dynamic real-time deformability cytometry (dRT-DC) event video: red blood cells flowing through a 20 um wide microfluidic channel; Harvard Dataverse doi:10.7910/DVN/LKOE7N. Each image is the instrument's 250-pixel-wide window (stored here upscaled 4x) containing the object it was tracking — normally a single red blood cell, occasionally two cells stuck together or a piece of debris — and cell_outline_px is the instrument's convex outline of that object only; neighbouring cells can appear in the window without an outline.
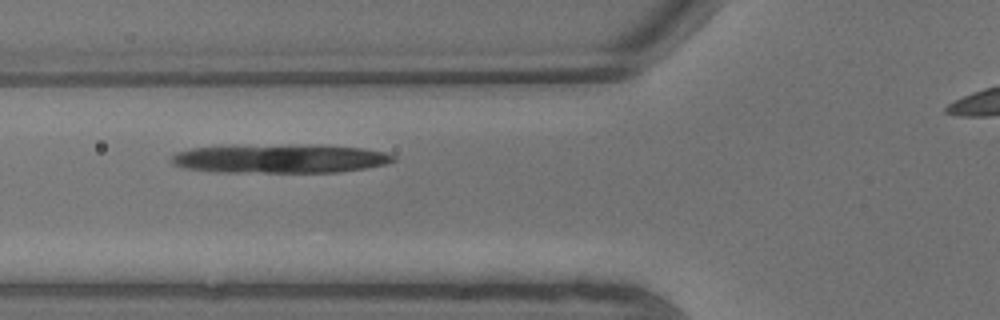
{"species": "common noctule bat (a hibernating species)", "species_latin": "Nyctalus noctula", "temperature_condition": "warm", "stored_images_in_passage": 3, "camera_frame_rate_fps": 3000, "um_per_image_px": 0.085, "animal": {"sex": "male", "body_mass_g": 13.3}, "frame": {"image": 1, "passage_image": 2, "time_ms": 0.333, "image_size_px": [1000, 320], "cell_outline_px": [[396, 160], [384, 164], [364, 168], [340, 172], [216, 172], [184, 168], [172, 164], [172, 156], [176, 152], [192, 148], [320, 144], [364, 148], [388, 152], [396, 156]], "centroid_in_image_um": [23.89, 13.49], "position_along_channel_um": 101.9, "area_um2": 37.17}}
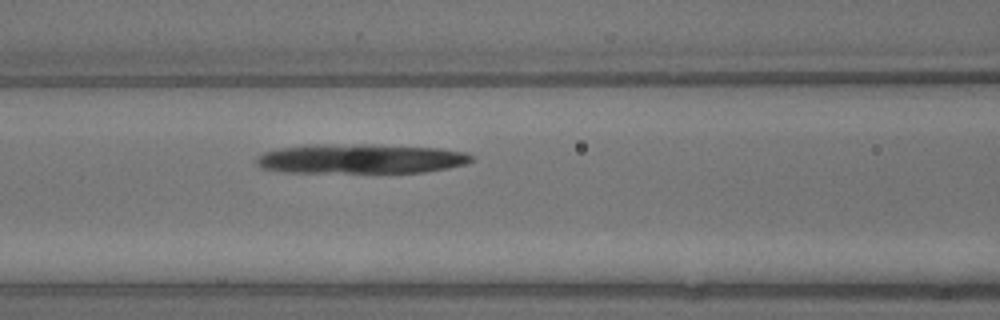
{"frame": {"image": 2, "passage_image": 3, "time_ms": 0.667, "image_size_px": [1000, 320], "cell_outline_px": [[472, 160], [468, 164], [448, 168], [424, 172], [284, 172], [260, 168], [256, 164], [256, 156], [264, 152], [280, 148], [308, 144], [368, 144], [440, 148], [464, 152], [472, 156]], "centroid_in_image_um": [30.62, 13.49], "position_along_channel_um": 136.0, "area_um2": 37.34}}